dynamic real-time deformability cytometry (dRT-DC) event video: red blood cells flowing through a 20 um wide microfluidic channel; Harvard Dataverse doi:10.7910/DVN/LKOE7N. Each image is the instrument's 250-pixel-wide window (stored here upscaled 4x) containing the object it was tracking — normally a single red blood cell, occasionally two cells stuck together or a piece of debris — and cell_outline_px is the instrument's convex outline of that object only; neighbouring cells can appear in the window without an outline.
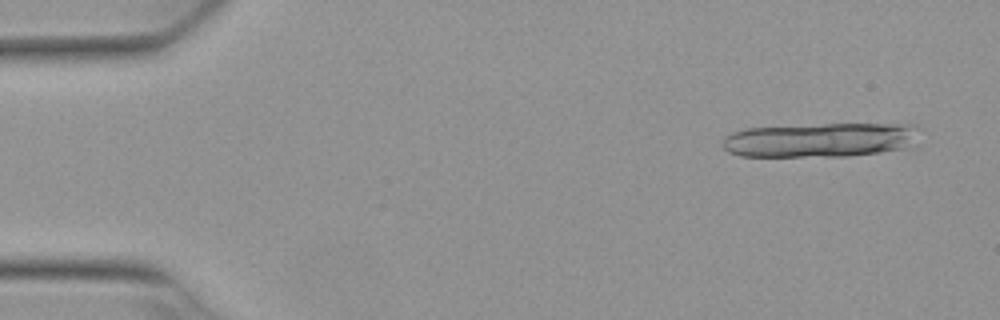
{"species": "Egyptian fruit bat (a non-hibernating species)", "species_latin": "Rousettus aegyptiacus", "temperature_condition": "warm", "stored_images_in_passage": 15, "camera_frame_rate_fps": 3000, "um_per_image_px": 0.085, "animal": {"sex": "female"}, "frame": {"image": 1, "passage_image": 3, "time_ms": 0.667, "image_size_px": [1000, 320], "cell_outline_px": [[916, 124], [904, 148], [880, 152], [848, 156], [740, 156], [728, 152], [720, 144], [732, 132], [748, 128], [824, 124]], "centroid_in_image_um": [69.56, 11.9], "position_along_channel_um": 15.4, "area_um2": 38.44}}